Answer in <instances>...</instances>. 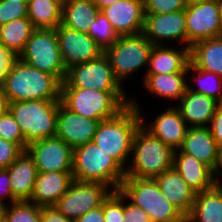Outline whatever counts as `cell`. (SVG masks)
<instances>
[{
	"instance_id": "cell-1",
	"label": "cell",
	"mask_w": 222,
	"mask_h": 222,
	"mask_svg": "<svg viewBox=\"0 0 222 222\" xmlns=\"http://www.w3.org/2000/svg\"><path fill=\"white\" fill-rule=\"evenodd\" d=\"M9 103L28 100H60L61 82L53 75L31 67L18 57L0 82Z\"/></svg>"
},
{
	"instance_id": "cell-2",
	"label": "cell",
	"mask_w": 222,
	"mask_h": 222,
	"mask_svg": "<svg viewBox=\"0 0 222 222\" xmlns=\"http://www.w3.org/2000/svg\"><path fill=\"white\" fill-rule=\"evenodd\" d=\"M141 121L140 111L130 104L115 117L100 121L93 141L126 170L131 159L133 137Z\"/></svg>"
},
{
	"instance_id": "cell-3",
	"label": "cell",
	"mask_w": 222,
	"mask_h": 222,
	"mask_svg": "<svg viewBox=\"0 0 222 222\" xmlns=\"http://www.w3.org/2000/svg\"><path fill=\"white\" fill-rule=\"evenodd\" d=\"M131 96L127 91L61 88L60 102L75 114L103 121L115 117L130 105Z\"/></svg>"
},
{
	"instance_id": "cell-4",
	"label": "cell",
	"mask_w": 222,
	"mask_h": 222,
	"mask_svg": "<svg viewBox=\"0 0 222 222\" xmlns=\"http://www.w3.org/2000/svg\"><path fill=\"white\" fill-rule=\"evenodd\" d=\"M173 160L174 150L140 124L133 137L126 177L154 179L171 169Z\"/></svg>"
},
{
	"instance_id": "cell-5",
	"label": "cell",
	"mask_w": 222,
	"mask_h": 222,
	"mask_svg": "<svg viewBox=\"0 0 222 222\" xmlns=\"http://www.w3.org/2000/svg\"><path fill=\"white\" fill-rule=\"evenodd\" d=\"M72 177L79 182L104 183L116 191L126 177V170L91 141L73 149Z\"/></svg>"
},
{
	"instance_id": "cell-6",
	"label": "cell",
	"mask_w": 222,
	"mask_h": 222,
	"mask_svg": "<svg viewBox=\"0 0 222 222\" xmlns=\"http://www.w3.org/2000/svg\"><path fill=\"white\" fill-rule=\"evenodd\" d=\"M119 191L147 213L151 222H185V216L161 194L154 179L125 177Z\"/></svg>"
},
{
	"instance_id": "cell-7",
	"label": "cell",
	"mask_w": 222,
	"mask_h": 222,
	"mask_svg": "<svg viewBox=\"0 0 222 222\" xmlns=\"http://www.w3.org/2000/svg\"><path fill=\"white\" fill-rule=\"evenodd\" d=\"M60 103V100H28L9 103V111L19 124L27 144L35 140L55 137L57 110Z\"/></svg>"
},
{
	"instance_id": "cell-8",
	"label": "cell",
	"mask_w": 222,
	"mask_h": 222,
	"mask_svg": "<svg viewBox=\"0 0 222 222\" xmlns=\"http://www.w3.org/2000/svg\"><path fill=\"white\" fill-rule=\"evenodd\" d=\"M153 46L146 36L140 33L119 36L117 41L104 51L115 77L122 86L125 85L123 82L129 81L130 76L147 70Z\"/></svg>"
},
{
	"instance_id": "cell-9",
	"label": "cell",
	"mask_w": 222,
	"mask_h": 222,
	"mask_svg": "<svg viewBox=\"0 0 222 222\" xmlns=\"http://www.w3.org/2000/svg\"><path fill=\"white\" fill-rule=\"evenodd\" d=\"M18 58L31 67L53 75L61 83L65 79L67 70L55 29L36 28Z\"/></svg>"
},
{
	"instance_id": "cell-10",
	"label": "cell",
	"mask_w": 222,
	"mask_h": 222,
	"mask_svg": "<svg viewBox=\"0 0 222 222\" xmlns=\"http://www.w3.org/2000/svg\"><path fill=\"white\" fill-rule=\"evenodd\" d=\"M61 88H86L99 91H128L117 80L105 54L67 69Z\"/></svg>"
},
{
	"instance_id": "cell-11",
	"label": "cell",
	"mask_w": 222,
	"mask_h": 222,
	"mask_svg": "<svg viewBox=\"0 0 222 222\" xmlns=\"http://www.w3.org/2000/svg\"><path fill=\"white\" fill-rule=\"evenodd\" d=\"M113 190L104 183L73 180L54 208L71 220L101 206Z\"/></svg>"
},
{
	"instance_id": "cell-12",
	"label": "cell",
	"mask_w": 222,
	"mask_h": 222,
	"mask_svg": "<svg viewBox=\"0 0 222 222\" xmlns=\"http://www.w3.org/2000/svg\"><path fill=\"white\" fill-rule=\"evenodd\" d=\"M221 0L202 3L188 2L185 8L187 47L216 38L220 32Z\"/></svg>"
},
{
	"instance_id": "cell-13",
	"label": "cell",
	"mask_w": 222,
	"mask_h": 222,
	"mask_svg": "<svg viewBox=\"0 0 222 222\" xmlns=\"http://www.w3.org/2000/svg\"><path fill=\"white\" fill-rule=\"evenodd\" d=\"M131 105L138 109L141 113L142 125L151 132L154 136L160 139L164 144L171 147L174 151L178 150L185 138L188 126L181 117L179 110L174 106L163 107L161 113L153 116L151 121H145L146 116H143V108L140 101H137L136 96H131ZM147 122V123H146Z\"/></svg>"
},
{
	"instance_id": "cell-14",
	"label": "cell",
	"mask_w": 222,
	"mask_h": 222,
	"mask_svg": "<svg viewBox=\"0 0 222 222\" xmlns=\"http://www.w3.org/2000/svg\"><path fill=\"white\" fill-rule=\"evenodd\" d=\"M25 151L38 172H72L73 148L56 136L32 141Z\"/></svg>"
},
{
	"instance_id": "cell-15",
	"label": "cell",
	"mask_w": 222,
	"mask_h": 222,
	"mask_svg": "<svg viewBox=\"0 0 222 222\" xmlns=\"http://www.w3.org/2000/svg\"><path fill=\"white\" fill-rule=\"evenodd\" d=\"M143 34L153 45L178 44L187 47L185 10L166 14H145Z\"/></svg>"
},
{
	"instance_id": "cell-16",
	"label": "cell",
	"mask_w": 222,
	"mask_h": 222,
	"mask_svg": "<svg viewBox=\"0 0 222 222\" xmlns=\"http://www.w3.org/2000/svg\"><path fill=\"white\" fill-rule=\"evenodd\" d=\"M64 66L70 67L99 58L104 50L87 34L64 26L55 28Z\"/></svg>"
},
{
	"instance_id": "cell-17",
	"label": "cell",
	"mask_w": 222,
	"mask_h": 222,
	"mask_svg": "<svg viewBox=\"0 0 222 222\" xmlns=\"http://www.w3.org/2000/svg\"><path fill=\"white\" fill-rule=\"evenodd\" d=\"M100 11L118 36L137 35L144 31V0H118Z\"/></svg>"
},
{
	"instance_id": "cell-18",
	"label": "cell",
	"mask_w": 222,
	"mask_h": 222,
	"mask_svg": "<svg viewBox=\"0 0 222 222\" xmlns=\"http://www.w3.org/2000/svg\"><path fill=\"white\" fill-rule=\"evenodd\" d=\"M99 122V120L75 114L60 103L57 110L55 136L74 149L93 141Z\"/></svg>"
},
{
	"instance_id": "cell-19",
	"label": "cell",
	"mask_w": 222,
	"mask_h": 222,
	"mask_svg": "<svg viewBox=\"0 0 222 222\" xmlns=\"http://www.w3.org/2000/svg\"><path fill=\"white\" fill-rule=\"evenodd\" d=\"M179 150L216 169L221 150L208 127H188Z\"/></svg>"
},
{
	"instance_id": "cell-20",
	"label": "cell",
	"mask_w": 222,
	"mask_h": 222,
	"mask_svg": "<svg viewBox=\"0 0 222 222\" xmlns=\"http://www.w3.org/2000/svg\"><path fill=\"white\" fill-rule=\"evenodd\" d=\"M190 62V48L185 46L154 45L145 74H171L187 72Z\"/></svg>"
},
{
	"instance_id": "cell-21",
	"label": "cell",
	"mask_w": 222,
	"mask_h": 222,
	"mask_svg": "<svg viewBox=\"0 0 222 222\" xmlns=\"http://www.w3.org/2000/svg\"><path fill=\"white\" fill-rule=\"evenodd\" d=\"M219 104L214 98L187 88L175 107L188 127H208Z\"/></svg>"
},
{
	"instance_id": "cell-22",
	"label": "cell",
	"mask_w": 222,
	"mask_h": 222,
	"mask_svg": "<svg viewBox=\"0 0 222 222\" xmlns=\"http://www.w3.org/2000/svg\"><path fill=\"white\" fill-rule=\"evenodd\" d=\"M72 181V172H38L29 202L39 207L54 206Z\"/></svg>"
},
{
	"instance_id": "cell-23",
	"label": "cell",
	"mask_w": 222,
	"mask_h": 222,
	"mask_svg": "<svg viewBox=\"0 0 222 222\" xmlns=\"http://www.w3.org/2000/svg\"><path fill=\"white\" fill-rule=\"evenodd\" d=\"M154 180L158 184L161 194L186 217L197 193L184 181L174 167L155 177Z\"/></svg>"
},
{
	"instance_id": "cell-24",
	"label": "cell",
	"mask_w": 222,
	"mask_h": 222,
	"mask_svg": "<svg viewBox=\"0 0 222 222\" xmlns=\"http://www.w3.org/2000/svg\"><path fill=\"white\" fill-rule=\"evenodd\" d=\"M187 72H178L171 74H145L141 81L146 91L151 94V97L163 99L161 101H169L174 106L177 104L186 89ZM160 97V98H159ZM173 101V102H172ZM175 102V103H174Z\"/></svg>"
},
{
	"instance_id": "cell-25",
	"label": "cell",
	"mask_w": 222,
	"mask_h": 222,
	"mask_svg": "<svg viewBox=\"0 0 222 222\" xmlns=\"http://www.w3.org/2000/svg\"><path fill=\"white\" fill-rule=\"evenodd\" d=\"M173 167L196 193H201L214 186V171L179 149L174 151Z\"/></svg>"
},
{
	"instance_id": "cell-26",
	"label": "cell",
	"mask_w": 222,
	"mask_h": 222,
	"mask_svg": "<svg viewBox=\"0 0 222 222\" xmlns=\"http://www.w3.org/2000/svg\"><path fill=\"white\" fill-rule=\"evenodd\" d=\"M7 169L13 196L18 201H29L38 174L33 159L26 151H23Z\"/></svg>"
},
{
	"instance_id": "cell-27",
	"label": "cell",
	"mask_w": 222,
	"mask_h": 222,
	"mask_svg": "<svg viewBox=\"0 0 222 222\" xmlns=\"http://www.w3.org/2000/svg\"><path fill=\"white\" fill-rule=\"evenodd\" d=\"M185 222H222V189H211L196 194Z\"/></svg>"
},
{
	"instance_id": "cell-28",
	"label": "cell",
	"mask_w": 222,
	"mask_h": 222,
	"mask_svg": "<svg viewBox=\"0 0 222 222\" xmlns=\"http://www.w3.org/2000/svg\"><path fill=\"white\" fill-rule=\"evenodd\" d=\"M190 62L200 70L222 77V38L202 40L190 48Z\"/></svg>"
},
{
	"instance_id": "cell-29",
	"label": "cell",
	"mask_w": 222,
	"mask_h": 222,
	"mask_svg": "<svg viewBox=\"0 0 222 222\" xmlns=\"http://www.w3.org/2000/svg\"><path fill=\"white\" fill-rule=\"evenodd\" d=\"M99 12L92 0H67L63 5L62 24L76 31L88 33Z\"/></svg>"
},
{
	"instance_id": "cell-30",
	"label": "cell",
	"mask_w": 222,
	"mask_h": 222,
	"mask_svg": "<svg viewBox=\"0 0 222 222\" xmlns=\"http://www.w3.org/2000/svg\"><path fill=\"white\" fill-rule=\"evenodd\" d=\"M35 29L28 17L12 20L0 26V44L18 57Z\"/></svg>"
},
{
	"instance_id": "cell-31",
	"label": "cell",
	"mask_w": 222,
	"mask_h": 222,
	"mask_svg": "<svg viewBox=\"0 0 222 222\" xmlns=\"http://www.w3.org/2000/svg\"><path fill=\"white\" fill-rule=\"evenodd\" d=\"M27 10L35 28L55 29L62 23L63 5L56 0H28Z\"/></svg>"
},
{
	"instance_id": "cell-32",
	"label": "cell",
	"mask_w": 222,
	"mask_h": 222,
	"mask_svg": "<svg viewBox=\"0 0 222 222\" xmlns=\"http://www.w3.org/2000/svg\"><path fill=\"white\" fill-rule=\"evenodd\" d=\"M187 75L188 89L214 98L219 103H222L221 76L212 72L197 69L191 62H189L187 66Z\"/></svg>"
},
{
	"instance_id": "cell-33",
	"label": "cell",
	"mask_w": 222,
	"mask_h": 222,
	"mask_svg": "<svg viewBox=\"0 0 222 222\" xmlns=\"http://www.w3.org/2000/svg\"><path fill=\"white\" fill-rule=\"evenodd\" d=\"M104 51L118 39L110 21L100 11L87 33Z\"/></svg>"
},
{
	"instance_id": "cell-34",
	"label": "cell",
	"mask_w": 222,
	"mask_h": 222,
	"mask_svg": "<svg viewBox=\"0 0 222 222\" xmlns=\"http://www.w3.org/2000/svg\"><path fill=\"white\" fill-rule=\"evenodd\" d=\"M40 218L41 207L29 201L5 206L4 222H40Z\"/></svg>"
},
{
	"instance_id": "cell-35",
	"label": "cell",
	"mask_w": 222,
	"mask_h": 222,
	"mask_svg": "<svg viewBox=\"0 0 222 222\" xmlns=\"http://www.w3.org/2000/svg\"><path fill=\"white\" fill-rule=\"evenodd\" d=\"M0 138L17 144L23 151L26 150L25 138L9 110L0 116Z\"/></svg>"
},
{
	"instance_id": "cell-36",
	"label": "cell",
	"mask_w": 222,
	"mask_h": 222,
	"mask_svg": "<svg viewBox=\"0 0 222 222\" xmlns=\"http://www.w3.org/2000/svg\"><path fill=\"white\" fill-rule=\"evenodd\" d=\"M105 222H124V195L119 191H112L102 203Z\"/></svg>"
},
{
	"instance_id": "cell-37",
	"label": "cell",
	"mask_w": 222,
	"mask_h": 222,
	"mask_svg": "<svg viewBox=\"0 0 222 222\" xmlns=\"http://www.w3.org/2000/svg\"><path fill=\"white\" fill-rule=\"evenodd\" d=\"M187 0H144L145 14H166L185 10Z\"/></svg>"
},
{
	"instance_id": "cell-38",
	"label": "cell",
	"mask_w": 222,
	"mask_h": 222,
	"mask_svg": "<svg viewBox=\"0 0 222 222\" xmlns=\"http://www.w3.org/2000/svg\"><path fill=\"white\" fill-rule=\"evenodd\" d=\"M24 17H28L27 3H14L0 0V26Z\"/></svg>"
},
{
	"instance_id": "cell-39",
	"label": "cell",
	"mask_w": 222,
	"mask_h": 222,
	"mask_svg": "<svg viewBox=\"0 0 222 222\" xmlns=\"http://www.w3.org/2000/svg\"><path fill=\"white\" fill-rule=\"evenodd\" d=\"M22 152L17 144L0 138V169L8 168Z\"/></svg>"
},
{
	"instance_id": "cell-40",
	"label": "cell",
	"mask_w": 222,
	"mask_h": 222,
	"mask_svg": "<svg viewBox=\"0 0 222 222\" xmlns=\"http://www.w3.org/2000/svg\"><path fill=\"white\" fill-rule=\"evenodd\" d=\"M16 202L18 200L12 194L9 171L7 168H2L0 169V205L8 206Z\"/></svg>"
},
{
	"instance_id": "cell-41",
	"label": "cell",
	"mask_w": 222,
	"mask_h": 222,
	"mask_svg": "<svg viewBox=\"0 0 222 222\" xmlns=\"http://www.w3.org/2000/svg\"><path fill=\"white\" fill-rule=\"evenodd\" d=\"M124 222H151L147 213L124 196Z\"/></svg>"
},
{
	"instance_id": "cell-42",
	"label": "cell",
	"mask_w": 222,
	"mask_h": 222,
	"mask_svg": "<svg viewBox=\"0 0 222 222\" xmlns=\"http://www.w3.org/2000/svg\"><path fill=\"white\" fill-rule=\"evenodd\" d=\"M208 128L222 151V103L217 106Z\"/></svg>"
},
{
	"instance_id": "cell-43",
	"label": "cell",
	"mask_w": 222,
	"mask_h": 222,
	"mask_svg": "<svg viewBox=\"0 0 222 222\" xmlns=\"http://www.w3.org/2000/svg\"><path fill=\"white\" fill-rule=\"evenodd\" d=\"M16 58V55L0 44V82L6 77Z\"/></svg>"
},
{
	"instance_id": "cell-44",
	"label": "cell",
	"mask_w": 222,
	"mask_h": 222,
	"mask_svg": "<svg viewBox=\"0 0 222 222\" xmlns=\"http://www.w3.org/2000/svg\"><path fill=\"white\" fill-rule=\"evenodd\" d=\"M40 222H73V220L66 218L62 213L54 208L41 207V218Z\"/></svg>"
},
{
	"instance_id": "cell-45",
	"label": "cell",
	"mask_w": 222,
	"mask_h": 222,
	"mask_svg": "<svg viewBox=\"0 0 222 222\" xmlns=\"http://www.w3.org/2000/svg\"><path fill=\"white\" fill-rule=\"evenodd\" d=\"M73 222H105L103 216L102 205L88 211Z\"/></svg>"
},
{
	"instance_id": "cell-46",
	"label": "cell",
	"mask_w": 222,
	"mask_h": 222,
	"mask_svg": "<svg viewBox=\"0 0 222 222\" xmlns=\"http://www.w3.org/2000/svg\"><path fill=\"white\" fill-rule=\"evenodd\" d=\"M214 186L222 189V151L216 169L214 170Z\"/></svg>"
},
{
	"instance_id": "cell-47",
	"label": "cell",
	"mask_w": 222,
	"mask_h": 222,
	"mask_svg": "<svg viewBox=\"0 0 222 222\" xmlns=\"http://www.w3.org/2000/svg\"><path fill=\"white\" fill-rule=\"evenodd\" d=\"M9 110V101L3 92V88L0 84V116Z\"/></svg>"
},
{
	"instance_id": "cell-48",
	"label": "cell",
	"mask_w": 222,
	"mask_h": 222,
	"mask_svg": "<svg viewBox=\"0 0 222 222\" xmlns=\"http://www.w3.org/2000/svg\"><path fill=\"white\" fill-rule=\"evenodd\" d=\"M117 1L118 0H92V2L97 6L99 10Z\"/></svg>"
},
{
	"instance_id": "cell-49",
	"label": "cell",
	"mask_w": 222,
	"mask_h": 222,
	"mask_svg": "<svg viewBox=\"0 0 222 222\" xmlns=\"http://www.w3.org/2000/svg\"><path fill=\"white\" fill-rule=\"evenodd\" d=\"M5 206L0 205V222H4Z\"/></svg>"
},
{
	"instance_id": "cell-50",
	"label": "cell",
	"mask_w": 222,
	"mask_h": 222,
	"mask_svg": "<svg viewBox=\"0 0 222 222\" xmlns=\"http://www.w3.org/2000/svg\"><path fill=\"white\" fill-rule=\"evenodd\" d=\"M218 37L222 38V0H221V14H220V32Z\"/></svg>"
},
{
	"instance_id": "cell-51",
	"label": "cell",
	"mask_w": 222,
	"mask_h": 222,
	"mask_svg": "<svg viewBox=\"0 0 222 222\" xmlns=\"http://www.w3.org/2000/svg\"><path fill=\"white\" fill-rule=\"evenodd\" d=\"M7 2H14V3H27L28 0H3Z\"/></svg>"
},
{
	"instance_id": "cell-52",
	"label": "cell",
	"mask_w": 222,
	"mask_h": 222,
	"mask_svg": "<svg viewBox=\"0 0 222 222\" xmlns=\"http://www.w3.org/2000/svg\"><path fill=\"white\" fill-rule=\"evenodd\" d=\"M187 1L193 2V3H202V2L212 1V0H187Z\"/></svg>"
},
{
	"instance_id": "cell-53",
	"label": "cell",
	"mask_w": 222,
	"mask_h": 222,
	"mask_svg": "<svg viewBox=\"0 0 222 222\" xmlns=\"http://www.w3.org/2000/svg\"><path fill=\"white\" fill-rule=\"evenodd\" d=\"M56 1L59 2L61 5H64L67 0H56Z\"/></svg>"
}]
</instances>
